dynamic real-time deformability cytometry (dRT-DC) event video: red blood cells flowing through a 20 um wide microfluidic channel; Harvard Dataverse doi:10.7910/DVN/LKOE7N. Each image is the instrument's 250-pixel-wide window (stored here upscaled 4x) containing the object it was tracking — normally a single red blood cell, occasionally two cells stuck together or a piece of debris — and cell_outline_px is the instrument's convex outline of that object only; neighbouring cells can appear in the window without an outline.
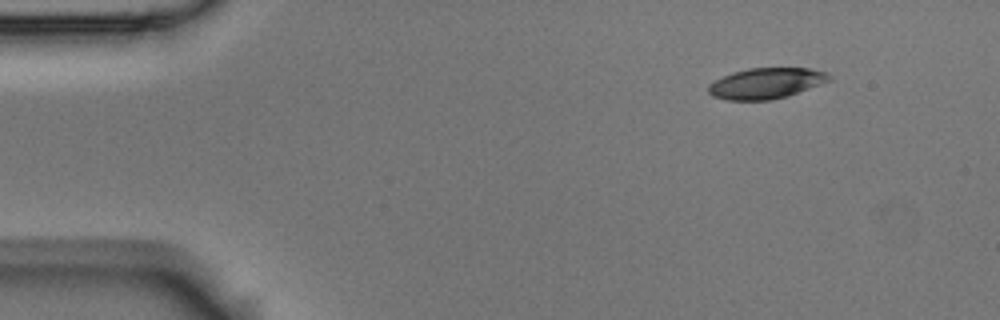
{"species": "Egyptian fruit bat (a non-hibernating species)", "species_latin": "Rousettus aegyptiacus", "temperature_condition": "room temperature", "stored_images_in_passage": 51, "camera_frame_rate_fps": 3000, "um_per_image_px": 0.085, "animal": {"sex": "male"}, "frame": {"image": 1, "passage_image": 1, "time_ms": 0.0, "image_size_px": [1000, 320], "cell_outline_px": [[832, 80], [788, 96], [772, 100], [728, 100], [712, 96], [708, 92], [708, 84], [732, 72], [748, 68], [808, 68], [828, 72], [832, 76]], "centroid_in_image_um": [65.14, 7.08], "position_along_channel_um": 19.9, "area_um2": 21.79}}
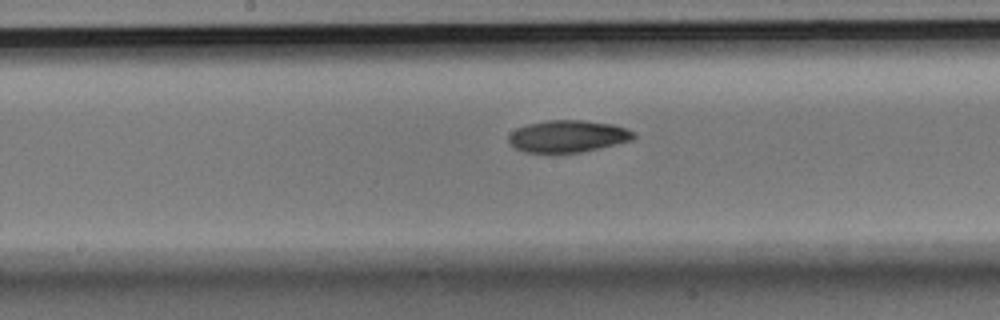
{"frame": {"image": 2, "passage_image": 23, "time_ms": 7.333, "image_size_px": [1000, 320], "cell_outline_px": [[636, 136], [632, 140], [616, 144], [580, 152], [524, 152], [516, 148], [508, 140], [508, 136], [516, 128], [528, 124], [548, 120], [584, 120], [612, 124], [636, 132]], "centroid_in_image_um": [48.28, 11.57], "position_along_channel_um": 199.9, "area_um2": 23.12}}
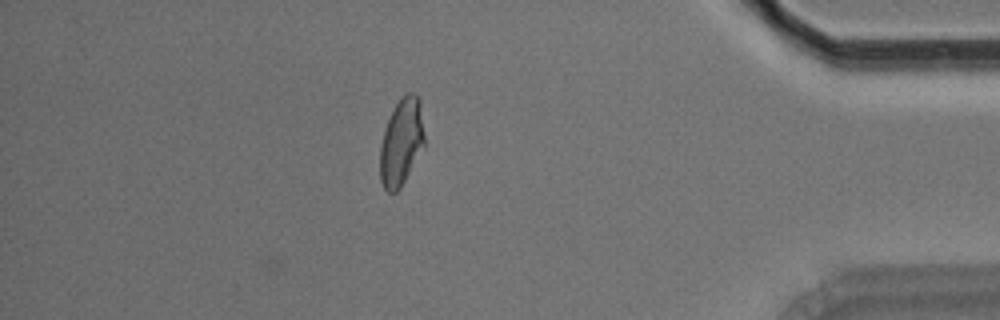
{"frame": {"image": 3, "passage_image": 43, "time_ms": 14.0, "image_size_px": [1000, 320], "cell_outline_px": [[424, 144], [400, 188], [396, 192], [388, 192], [384, 188], [380, 180], [380, 144], [384, 128], [400, 96], [404, 92], [416, 92], [420, 96], [424, 136]], "centroid_in_image_um": [34.11, 12.01], "position_along_channel_um": 401.1, "area_um2": 22.54}, "authors_computed_cell_mechanics": {"area_um2": 23.0044, "velocity_mm_per_s": 3.606, "shape_relaxation_time_tau1_ms": 5.4098, "shape_relaxation_time_tau2_ms": null, "deformation_change_tau1": 0.1619, "deformation_change_tau2": null}}